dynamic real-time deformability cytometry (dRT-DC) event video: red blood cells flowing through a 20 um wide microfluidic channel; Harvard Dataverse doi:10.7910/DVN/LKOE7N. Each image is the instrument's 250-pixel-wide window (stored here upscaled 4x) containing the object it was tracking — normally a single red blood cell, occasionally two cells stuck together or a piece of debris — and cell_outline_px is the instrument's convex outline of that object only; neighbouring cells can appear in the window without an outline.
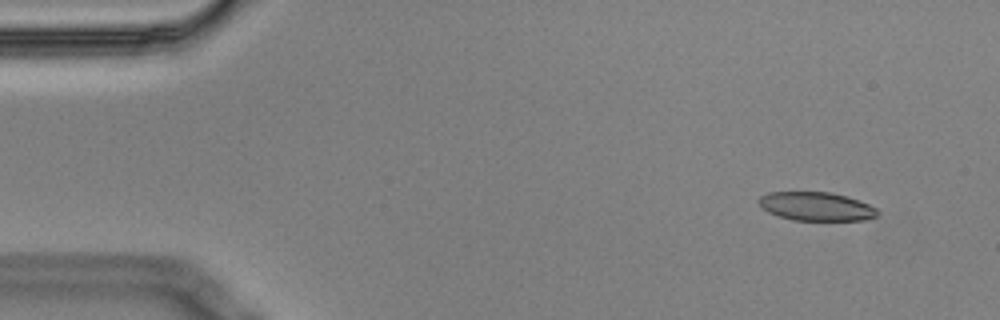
{"species": "Egyptian fruit bat (a non-hibernating species)", "species_latin": "Rousettus aegyptiacus", "temperature_condition": "cold", "stored_images_in_passage": 14, "camera_frame_rate_fps": 3000, "um_per_image_px": 0.085, "animal": {"sex": "male"}, "frame": {"image": 1, "passage_image": 1, "time_ms": 0.0, "image_size_px": [1000, 320], "cell_outline_px": [[880, 212], [876, 216], [864, 220], [792, 220], [768, 212], [760, 208], [756, 200], [760, 196], [768, 192], [832, 192], [860, 200], [876, 208]], "centroid_in_image_um": [69.35, 17.54], "position_along_channel_um": 15.7, "area_um2": 20.0}}
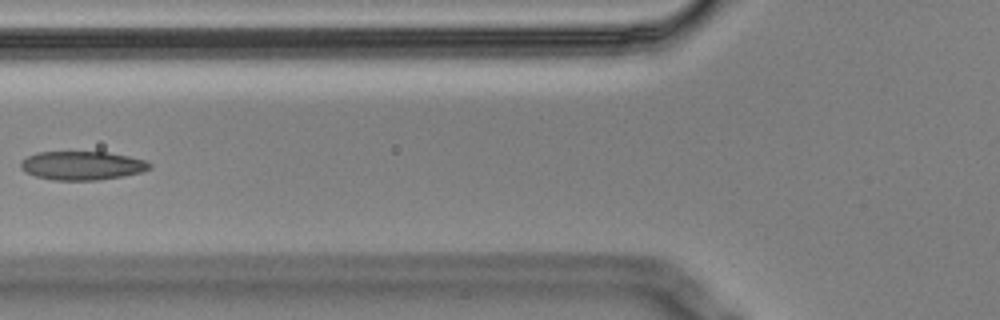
{"frame": {"image": 2, "passage_image": 5, "time_ms": 1.333, "image_size_px": [1000, 320], "cell_outline_px": [[152, 168], [140, 172], [120, 176], [96, 180], [52, 180], [36, 176], [24, 172], [20, 168], [20, 160], [36, 152], [108, 152], [128, 156], [144, 160], [152, 164]], "centroid_in_image_um": [6.93, 14.07], "position_along_channel_um": 118.9, "area_um2": 21.56}}
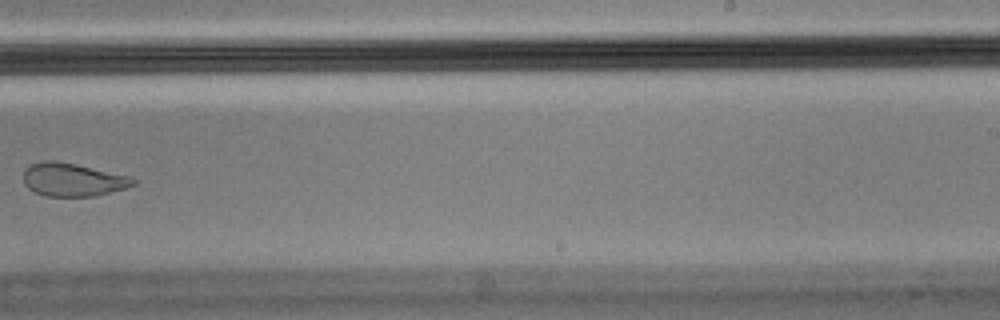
{"frame": {"image": 3, "passage_image": 9, "time_ms": 2.667, "image_size_px": [1000, 320], "cell_outline_px": [[136, 184], [124, 188], [96, 196], [44, 196], [28, 188], [24, 184], [24, 168], [32, 164], [44, 160], [52, 160], [76, 164], [132, 176], [136, 180]], "centroid_in_image_um": [6.19, 15.27], "position_along_channel_um": 282.8, "area_um2": 21.27}}